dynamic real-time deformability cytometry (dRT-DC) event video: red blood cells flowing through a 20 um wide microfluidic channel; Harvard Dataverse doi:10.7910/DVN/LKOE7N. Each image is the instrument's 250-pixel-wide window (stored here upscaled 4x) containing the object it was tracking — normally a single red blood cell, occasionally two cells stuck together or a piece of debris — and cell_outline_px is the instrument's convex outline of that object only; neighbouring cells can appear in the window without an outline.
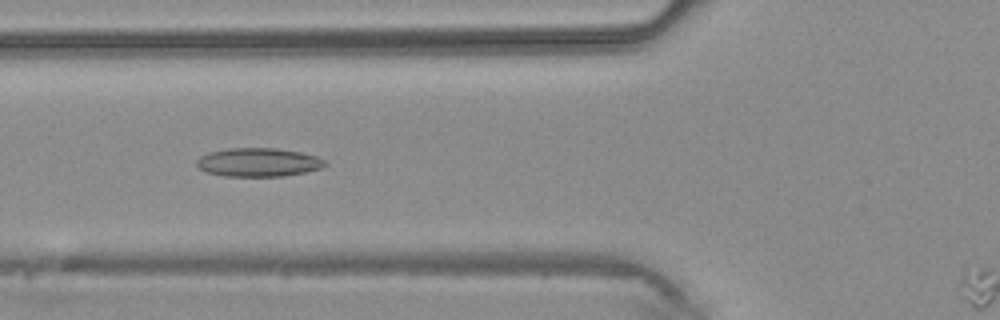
{"species": "common noctule bat (a hibernating species)", "species_latin": "Nyctalus noctula", "temperature_condition": "warm", "stored_images_in_passage": 35, "camera_frame_rate_fps": 3000, "um_per_image_px": 0.085, "animal": {"sex": "male", "body_mass_g": 20.4}, "frame": {"image": 1, "passage_image": 11, "time_ms": 3.333, "image_size_px": [1000, 320], "cell_outline_px": [[328, 164], [324, 168], [284, 176], [224, 176], [208, 172], [196, 168], [196, 160], [200, 156], [208, 152], [228, 148], [276, 148], [300, 152], [316, 156], [324, 160]], "centroid_in_image_um": [21.95, 13.79], "position_along_channel_um": 103.9, "area_um2": 21.56}}
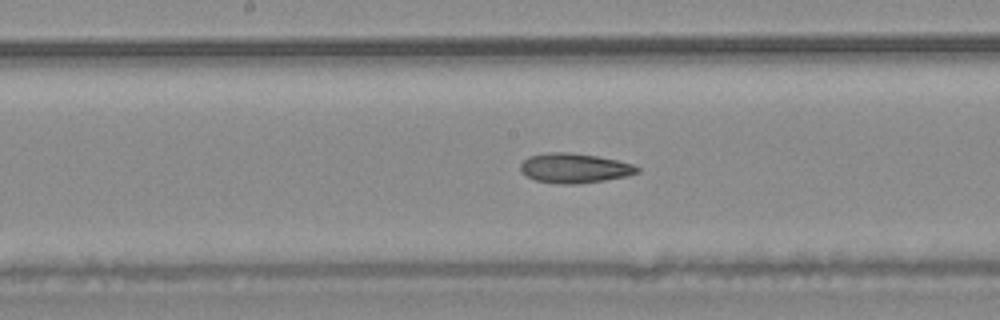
{"frame": {"image": 2, "passage_image": 17, "time_ms": 5.333, "image_size_px": [1000, 320], "cell_outline_px": [[640, 172], [628, 176], [604, 180], [576, 184], [556, 184], [536, 180], [520, 172], [520, 164], [528, 156], [548, 152], [568, 152], [596, 156], [616, 160], [632, 164], [640, 168]], "centroid_in_image_um": [48.81, 14.29], "position_along_channel_um": 199.4, "area_um2": 20.23}}
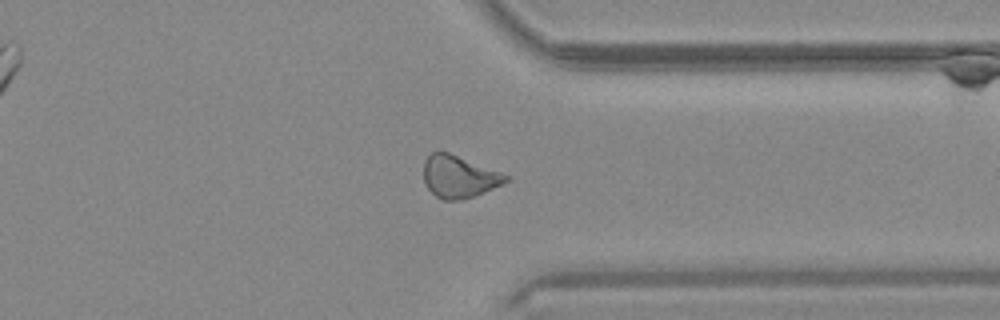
{"frame": {"image": 3, "passage_image": 28, "time_ms": 9.0, "image_size_px": [1000, 320], "cell_outline_px": [[508, 180], [504, 184], [472, 196], [460, 200], [444, 200], [436, 196], [428, 188], [424, 180], [424, 160], [432, 152], [448, 152], [500, 172], [508, 176]], "centroid_in_image_um": [38.99, 15.02], "position_along_channel_um": 372.4, "area_um2": 19.83}}